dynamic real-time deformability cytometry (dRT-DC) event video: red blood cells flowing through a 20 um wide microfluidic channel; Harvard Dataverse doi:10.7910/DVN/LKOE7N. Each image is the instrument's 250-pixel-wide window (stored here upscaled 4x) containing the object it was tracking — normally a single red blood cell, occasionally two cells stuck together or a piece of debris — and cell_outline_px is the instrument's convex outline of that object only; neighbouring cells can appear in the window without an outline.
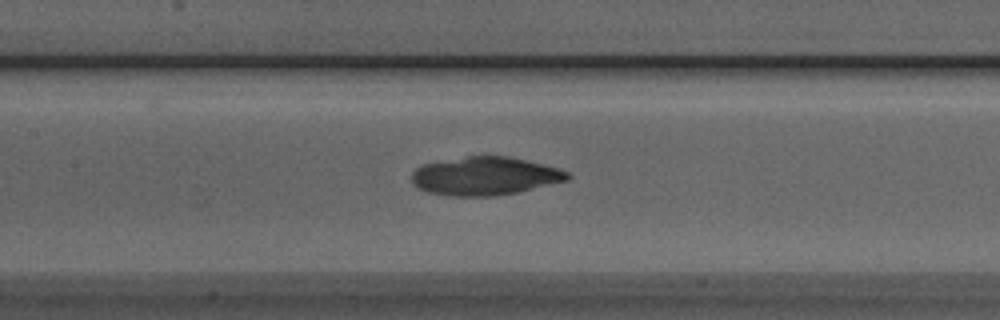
{"species": "Egyptian fruit bat (a non-hibernating species)", "species_latin": "Rousettus aegyptiacus", "temperature_condition": "room temperature", "stored_images_in_passage": 39, "camera_frame_rate_fps": 3000, "um_per_image_px": 0.085, "animal": {"sex": "male"}, "frame": {"image": 1, "passage_image": 21, "time_ms": 6.667, "image_size_px": [1000, 320], "cell_outline_px": [[572, 176], [568, 180], [516, 192], [496, 196], [448, 196], [428, 192], [416, 188], [412, 184], [412, 172], [416, 168], [424, 164], [468, 156], [508, 156], [556, 168], [568, 172]], "centroid_in_image_um": [41.18, 14.98], "position_along_channel_um": 166.2, "area_um2": 34.51}}
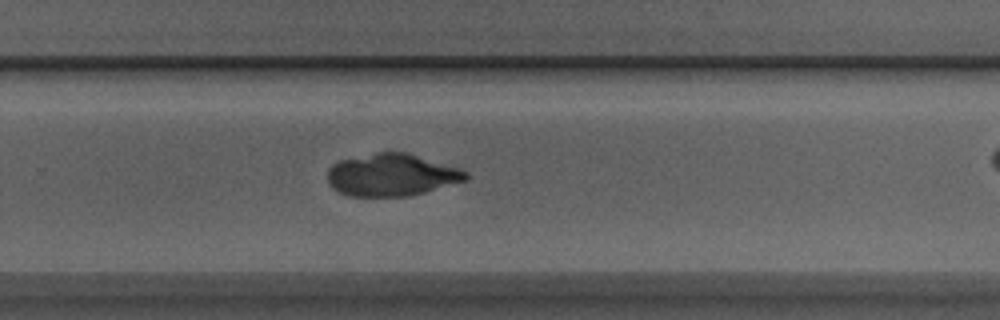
{"frame": {"image": 2, "passage_image": 31, "time_ms": 10.0, "image_size_px": [1000, 320], "cell_outline_px": [[468, 180], [424, 192], [408, 196], [348, 196], [332, 188], [328, 184], [328, 168], [332, 164], [340, 160], [376, 152], [408, 152], [460, 168], [468, 172]], "centroid_in_image_um": [33.3, 14.86], "position_along_channel_um": 296.5, "area_um2": 34.28}}
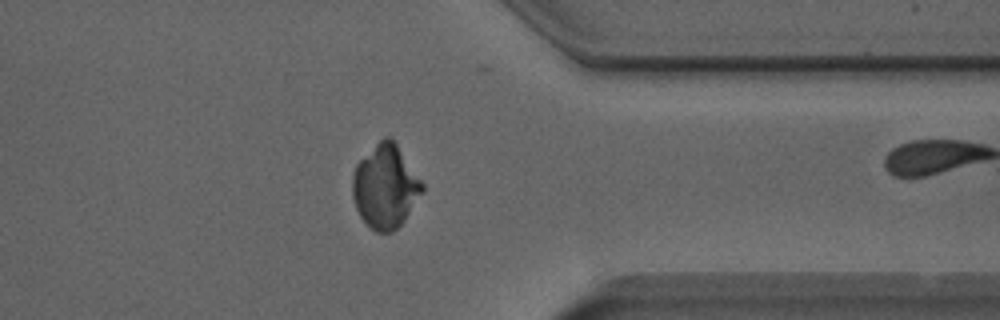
{"frame": {"image": 3, "passage_image": 38, "time_ms": 12.333, "image_size_px": [1000, 320], "cell_outline_px": [[424, 192], [404, 220], [392, 232], [376, 232], [360, 216], [356, 208], [352, 196], [352, 176], [356, 164], [384, 136], [388, 136], [396, 144], [424, 184]], "centroid_in_image_um": [32.75, 15.87], "position_along_channel_um": 378.6, "area_um2": 33.58}}